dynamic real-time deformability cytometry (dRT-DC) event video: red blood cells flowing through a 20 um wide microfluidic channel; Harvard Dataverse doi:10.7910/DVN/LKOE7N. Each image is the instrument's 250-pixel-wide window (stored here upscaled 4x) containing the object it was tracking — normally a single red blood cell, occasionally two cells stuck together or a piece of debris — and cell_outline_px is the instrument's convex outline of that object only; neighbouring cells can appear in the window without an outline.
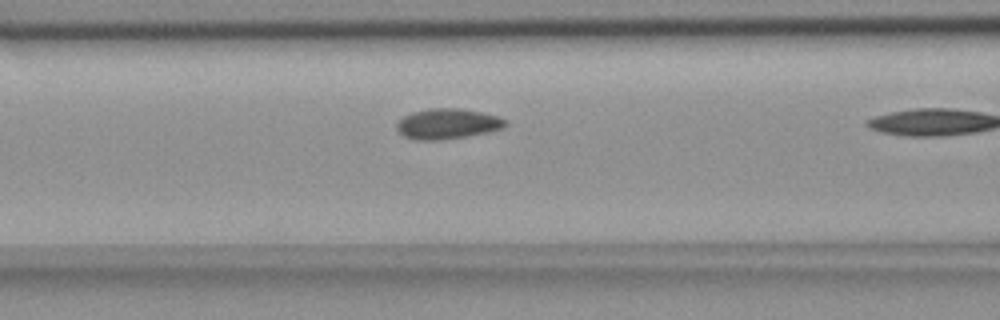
{"species": "common noctule bat (a hibernating species)", "species_latin": "Nyctalus noctula", "temperature_condition": "room temperature", "stored_images_in_passage": 7, "camera_frame_rate_fps": 3000, "um_per_image_px": 0.085, "animal": {"sex": "female", "body_mass_g": 18.4}, "frame": {"image": 1, "passage_image": 6, "time_ms": 1.667, "image_size_px": [1000, 320], "cell_outline_px": [[508, 124], [504, 128], [464, 136], [440, 140], [416, 140], [404, 136], [396, 128], [396, 124], [404, 116], [412, 112], [428, 108], [456, 108], [484, 112], [500, 116], [508, 120]], "centroid_in_image_um": [38.06, 10.51], "position_along_channel_um": 128.5, "area_um2": 19.25}}